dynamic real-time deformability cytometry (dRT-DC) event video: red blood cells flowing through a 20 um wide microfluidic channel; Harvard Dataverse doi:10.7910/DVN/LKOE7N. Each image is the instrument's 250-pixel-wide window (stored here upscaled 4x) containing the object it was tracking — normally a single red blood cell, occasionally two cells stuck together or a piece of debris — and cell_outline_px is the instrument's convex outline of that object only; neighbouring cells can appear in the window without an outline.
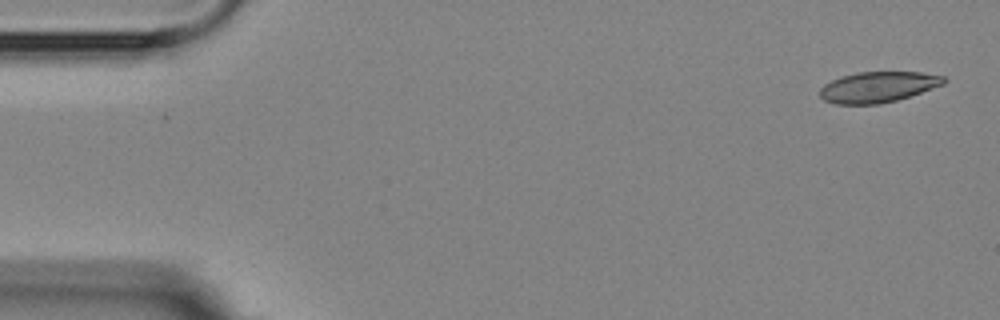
{"species": "Egyptian fruit bat (a non-hibernating species)", "species_latin": "Rousettus aegyptiacus", "temperature_condition": "room temperature", "stored_images_in_passage": 5, "camera_frame_rate_fps": 3000, "um_per_image_px": 0.085, "animal": {"sex": "female"}, "frame": {"image": 1, "passage_image": 1, "time_ms": 0.0, "image_size_px": [1000, 320], "cell_outline_px": [[948, 80], [944, 84], [896, 100], [880, 104], [836, 104], [824, 100], [820, 96], [820, 88], [824, 84], [840, 76], [856, 72], [920, 72], [944, 76]], "centroid_in_image_um": [74.61, 7.39], "position_along_channel_um": 10.4, "area_um2": 22.14}}